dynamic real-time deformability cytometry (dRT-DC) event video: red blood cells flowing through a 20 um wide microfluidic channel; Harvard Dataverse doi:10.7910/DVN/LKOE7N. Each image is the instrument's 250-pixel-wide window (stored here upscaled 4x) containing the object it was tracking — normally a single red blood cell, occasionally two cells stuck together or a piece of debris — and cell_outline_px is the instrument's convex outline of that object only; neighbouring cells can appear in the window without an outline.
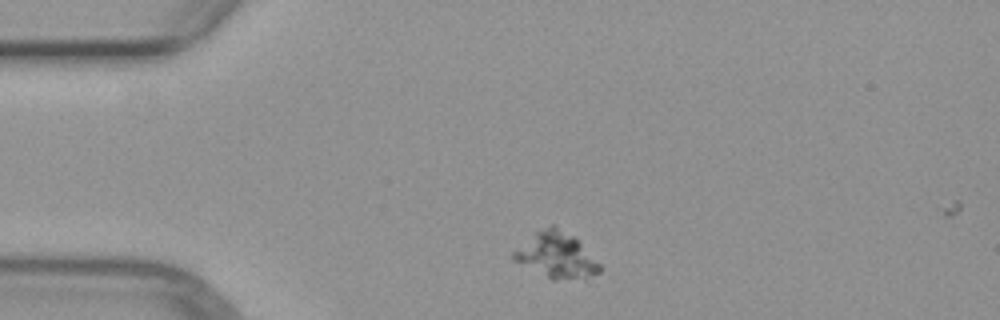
{"species": "common noctule bat (a hibernating species)", "species_latin": "Nyctalus noctula", "temperature_condition": "warm", "stored_images_in_passage": 2, "camera_frame_rate_fps": 3000, "um_per_image_px": 0.085, "animal": {"sex": "female", "body_mass_g": 29.2, "forearm_length_mm": 56.3}, "frame": {"image": 1, "passage_image": 1, "time_ms": 0.0, "image_size_px": [1000, 320], "cell_outline_px": [[600, 272], [588, 280], [552, 280], [512, 260], [512, 252], [536, 232], [552, 224], [556, 224], [576, 236], [600, 264]], "centroid_in_image_um": [47.34, 21.71], "position_along_channel_um": 37.7, "area_um2": 23.41}}